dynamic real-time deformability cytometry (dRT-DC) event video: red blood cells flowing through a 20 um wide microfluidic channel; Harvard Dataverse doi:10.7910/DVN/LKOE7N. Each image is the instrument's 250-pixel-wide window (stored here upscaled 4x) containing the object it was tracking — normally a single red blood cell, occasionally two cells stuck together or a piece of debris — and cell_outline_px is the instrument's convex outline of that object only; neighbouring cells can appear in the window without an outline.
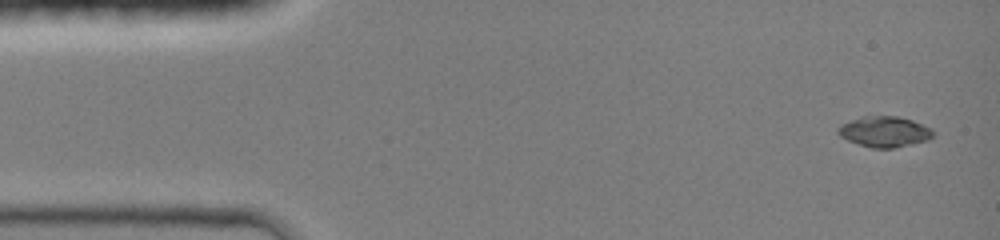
{"species": "common noctule bat (a hibernating species)", "species_latin": "Nyctalus noctula", "temperature_condition": "room temperature", "stored_images_in_passage": 13, "camera_frame_rate_fps": 3000, "um_per_image_px": 0.085, "animal": {"sex": "female", "body_mass_g": 19.0, "forearm_length_mm": 51.5}, "frame": {"image": 1, "passage_image": 1, "time_ms": 0.0, "image_size_px": [1000, 240], "cell_outline_px": [[932, 136], [928, 140], [892, 148], [872, 148], [848, 140], [840, 136], [836, 132], [836, 128], [840, 124], [864, 116], [896, 116], [912, 120], [932, 128]], "centroid_in_image_um": [75.15, 11.18], "position_along_channel_um": 9.9, "area_um2": 16.82}}
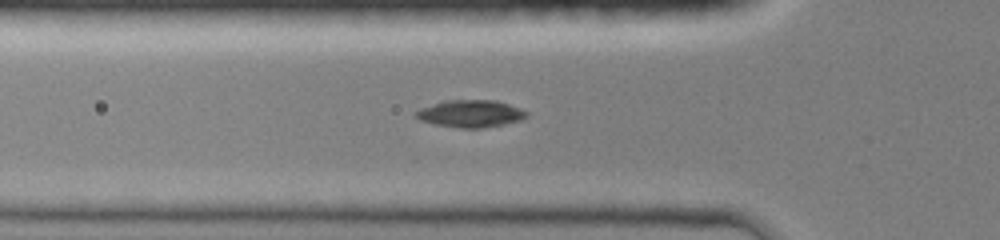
{"frame": {"image": 2, "passage_image": 10, "time_ms": 4.333, "image_size_px": [1000, 240], "cell_outline_px": [[528, 116], [520, 120], [504, 124], [484, 128], [460, 128], [436, 124], [420, 120], [416, 116], [416, 112], [420, 108], [444, 100], [496, 100], [520, 108], [528, 112]], "centroid_in_image_um": [40.02, 9.65], "position_along_channel_um": 85.8, "area_um2": 17.51}}
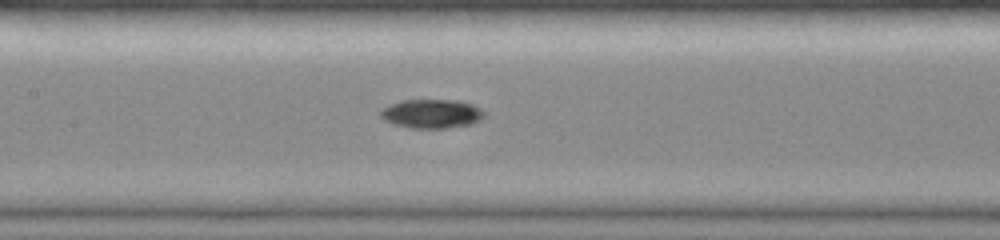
{"frame": {"image": 3, "passage_image": 13, "time_ms": 6.333, "image_size_px": [1000, 240], "cell_outline_px": [[484, 116], [480, 120], [472, 124], [444, 128], [408, 128], [392, 124], [384, 120], [380, 116], [380, 108], [388, 104], [400, 100], [460, 100], [472, 104], [480, 108], [484, 112]], "centroid_in_image_um": [36.64, 9.66], "position_along_channel_um": 170.8, "area_um2": 17.8}}